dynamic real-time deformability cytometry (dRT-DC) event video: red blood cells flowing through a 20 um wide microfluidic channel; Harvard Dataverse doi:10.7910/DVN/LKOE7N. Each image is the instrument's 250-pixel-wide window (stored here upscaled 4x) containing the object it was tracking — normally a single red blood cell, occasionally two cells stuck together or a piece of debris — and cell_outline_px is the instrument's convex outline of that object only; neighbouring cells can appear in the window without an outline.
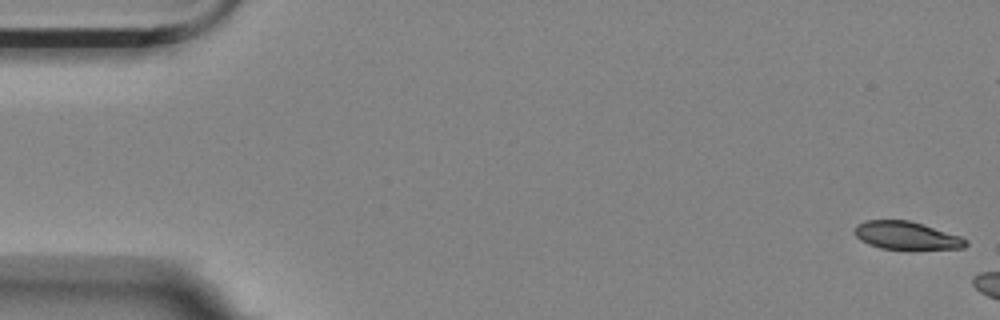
{"species": "Egyptian fruit bat (a non-hibernating species)", "species_latin": "Rousettus aegyptiacus", "temperature_condition": "room temperature", "stored_images_in_passage": 7, "camera_frame_rate_fps": 3000, "um_per_image_px": 0.085, "animal": {"sex": "female"}, "frame": {"image": 1, "passage_image": 1, "time_ms": 0.0, "image_size_px": [1000, 320], "cell_outline_px": [[968, 244], [964, 248], [908, 252], [880, 248], [868, 244], [860, 240], [852, 232], [856, 224], [864, 220], [908, 220], [960, 236], [968, 240]], "centroid_in_image_um": [77.04, 20.08], "position_along_channel_um": 8.0, "area_um2": 19.02}}